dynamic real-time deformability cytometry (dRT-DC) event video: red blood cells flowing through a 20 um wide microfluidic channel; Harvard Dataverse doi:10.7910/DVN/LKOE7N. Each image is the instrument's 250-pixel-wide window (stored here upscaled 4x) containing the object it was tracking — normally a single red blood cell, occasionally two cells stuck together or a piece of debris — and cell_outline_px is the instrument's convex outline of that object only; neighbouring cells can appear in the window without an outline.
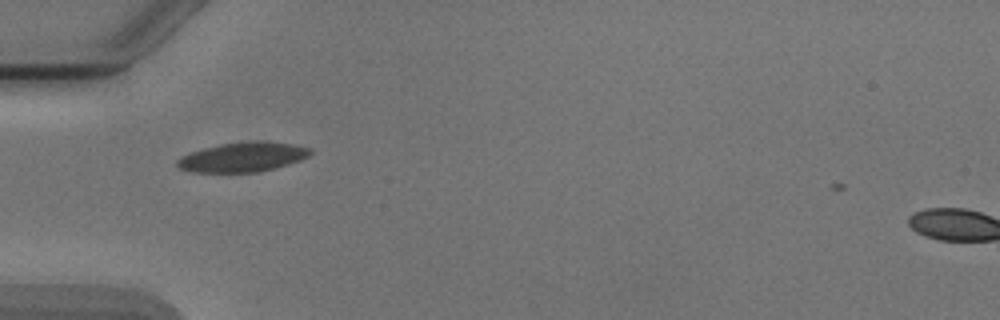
{"species": "Egyptian fruit bat (a non-hibernating species)", "species_latin": "Rousettus aegyptiacus", "temperature_condition": "cold", "stored_images_in_passage": 5, "camera_frame_rate_fps": 3000, "um_per_image_px": 0.085, "animal": {"sex": "male"}, "frame": {"image": 1, "passage_image": 1, "time_ms": 0.0, "image_size_px": [1000, 320], "cell_outline_px": [[312, 152], [308, 156], [300, 160], [288, 164], [260, 172], [192, 172], [180, 168], [176, 164], [176, 160], [180, 156], [204, 148], [220, 144], [256, 140], [264, 140], [292, 144], [312, 148]], "centroid_in_image_um": [20.65, 13.34], "position_along_channel_um": 64.4, "area_um2": 23.0}}
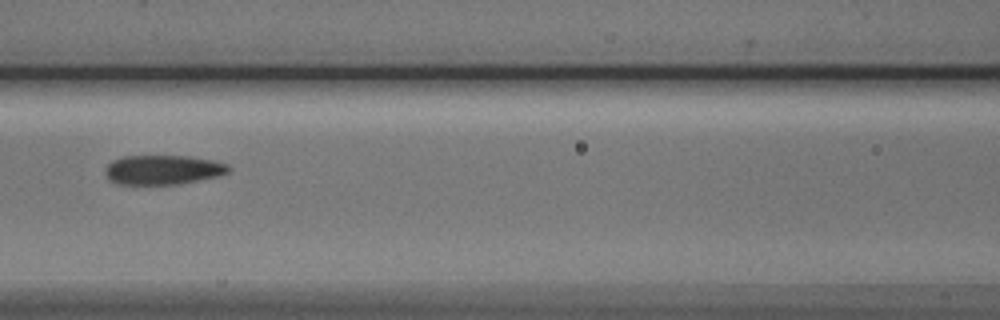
{"frame": {"image": 2, "passage_image": 3, "time_ms": 2.333, "image_size_px": [1000, 320], "cell_outline_px": [[232, 168], [228, 172], [220, 176], [180, 184], [120, 184], [112, 180], [104, 172], [104, 168], [112, 160], [124, 156], [192, 156], [216, 160], [228, 164]], "centroid_in_image_um": [13.92, 14.42], "position_along_channel_um": 152.7, "area_um2": 21.39}}
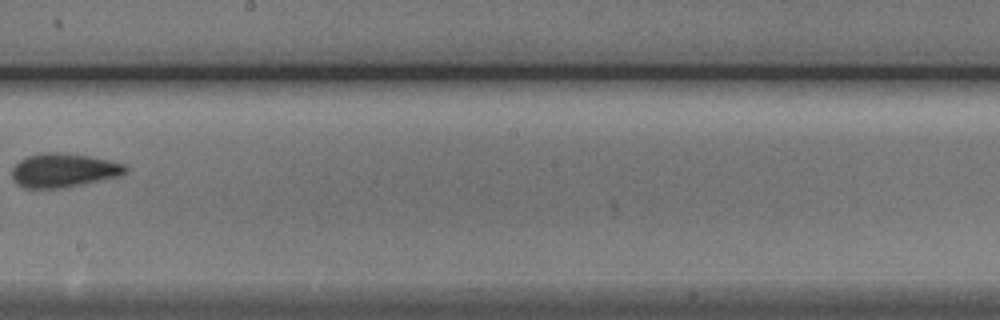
{"frame": {"image": 3, "passage_image": 5, "time_ms": 4.667, "image_size_px": [1000, 320], "cell_outline_px": [[128, 172], [120, 176], [84, 184], [64, 188], [24, 188], [16, 184], [12, 176], [12, 168], [20, 160], [28, 156], [40, 152], [60, 152], [88, 156], [108, 160], [124, 164], [128, 168]], "centroid_in_image_um": [5.41, 14.48], "position_along_channel_um": 242.8, "area_um2": 22.6}}